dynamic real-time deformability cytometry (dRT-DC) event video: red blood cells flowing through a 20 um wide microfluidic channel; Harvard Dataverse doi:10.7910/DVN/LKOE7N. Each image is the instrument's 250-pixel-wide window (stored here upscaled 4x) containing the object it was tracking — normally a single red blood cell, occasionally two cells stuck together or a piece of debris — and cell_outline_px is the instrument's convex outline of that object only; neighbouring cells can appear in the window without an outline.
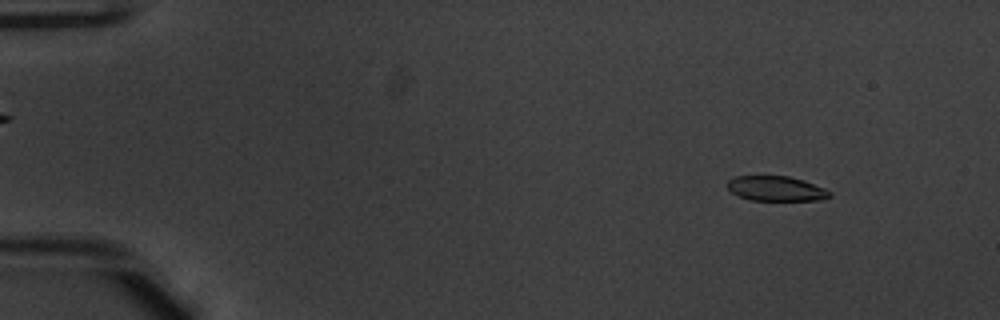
{"species": "common noctule bat (a hibernating species)", "species_latin": "Nyctalus noctula", "temperature_condition": "warm", "stored_images_in_passage": 49, "camera_frame_rate_fps": 3000, "um_per_image_px": 0.085, "animal": {"sex": "male", "body_mass_g": 20.1, "forearm_length_mm": 53.5}, "frame": {"image": 1, "passage_image": 3, "time_ms": 0.667, "image_size_px": [1000, 320], "cell_outline_px": [[832, 196], [816, 200], [752, 200], [740, 196], [732, 192], [728, 188], [728, 180], [736, 176], [788, 176], [804, 180], [824, 188], [832, 192]], "centroid_in_image_um": [65.99, 16.02], "position_along_channel_um": 19.0, "area_um2": 14.68}}
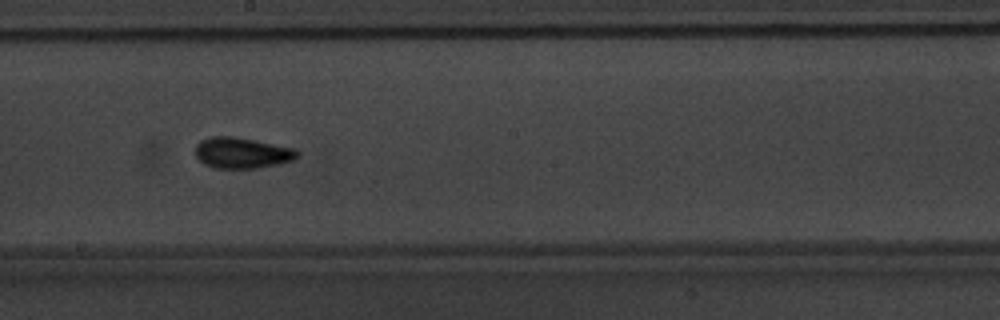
{"frame": {"image": 2, "passage_image": 27, "time_ms": 8.667, "image_size_px": [1000, 320], "cell_outline_px": [[300, 156], [296, 160], [280, 164], [256, 168], [216, 168], [204, 164], [196, 156], [196, 144], [200, 140], [212, 136], [232, 136], [256, 140], [296, 148], [300, 152]], "centroid_in_image_um": [20.63, 12.99], "position_along_channel_um": 227.6, "area_um2": 18.67}}
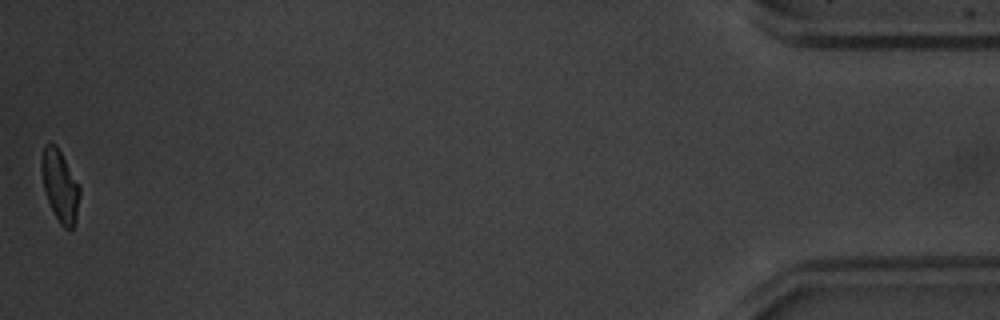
{"frame": {"image": 3, "passage_image": 49, "time_ms": 16.0, "image_size_px": [1000, 320], "cell_outline_px": [[80, 196], [76, 220], [72, 228], [64, 228], [60, 224], [48, 200], [44, 188], [40, 168], [40, 160], [44, 144], [56, 144], [80, 184]], "centroid_in_image_um": [5.1, 15.75], "position_along_channel_um": 430.1, "area_um2": 16.01}, "authors_computed_cell_mechanics": {"area_um2": 16.762, "velocity_mm_per_s": 3.9521, "shape_relaxation_time_tau1_ms": 3.629, "shape_relaxation_time_tau2_ms": 2.8022, "deformation_change_tau1": 0.1429, "deformation_change_tau2": 0.0802}}